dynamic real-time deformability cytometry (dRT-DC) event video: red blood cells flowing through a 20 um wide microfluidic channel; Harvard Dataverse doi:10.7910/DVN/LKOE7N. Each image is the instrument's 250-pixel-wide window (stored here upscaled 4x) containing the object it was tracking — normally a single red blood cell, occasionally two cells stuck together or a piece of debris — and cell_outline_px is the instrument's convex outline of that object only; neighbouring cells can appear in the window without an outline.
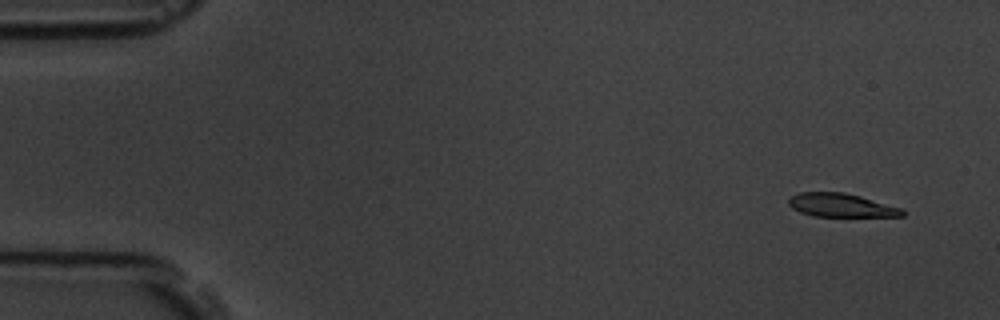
{"species": "common noctule bat (a hibernating species)", "species_latin": "Nyctalus noctula", "temperature_condition": "room temperature", "stored_images_in_passage": 11, "camera_frame_rate_fps": 3000, "um_per_image_px": 0.085, "animal": {"sex": "male", "body_mass_g": 19.5, "forearm_length_mm": 54.6}, "frame": {"image": 1, "passage_image": 1, "time_ms": 0.0, "image_size_px": [1000, 320], "cell_outline_px": [[904, 216], [812, 216], [800, 212], [792, 208], [788, 204], [788, 200], [792, 196], [800, 192], [844, 192], [860, 196], [904, 208]], "centroid_in_image_um": [71.51, 17.44], "position_along_channel_um": 13.5, "area_um2": 15.61}}
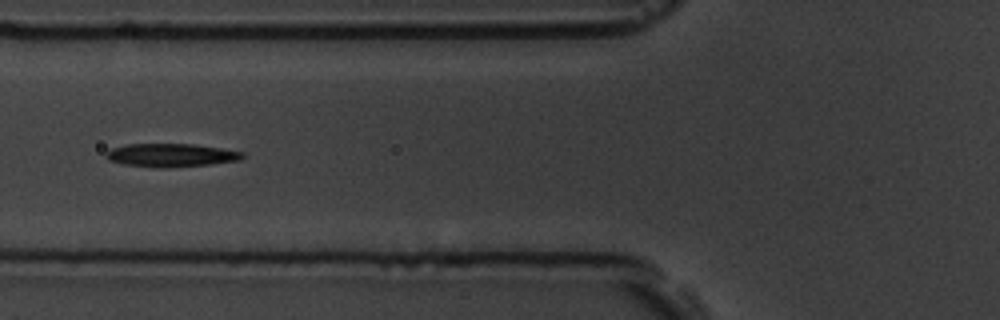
{"frame": {"image": 2, "passage_image": 6, "time_ms": 6.0, "image_size_px": [1000, 320], "cell_outline_px": [[244, 156], [240, 160], [208, 164], [160, 168], [124, 164], [108, 160], [104, 156], [104, 152], [112, 148], [128, 144], [192, 144], [220, 148], [244, 152]], "centroid_in_image_um": [14.49, 13.18], "position_along_channel_um": 111.3, "area_um2": 18.38}}
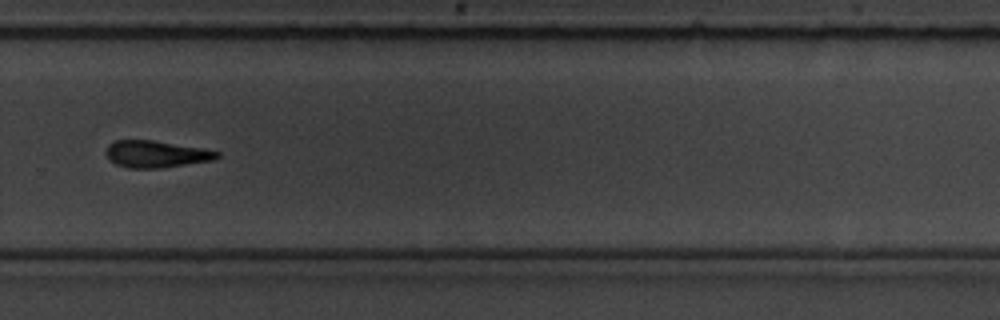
{"frame": {"image": 3, "passage_image": 11, "time_ms": 11.667, "image_size_px": [1000, 320], "cell_outline_px": [[220, 156], [212, 160], [160, 168], [128, 168], [116, 164], [104, 152], [108, 144], [116, 140], [152, 140], [204, 148], [220, 152]], "centroid_in_image_um": [13.26, 13.09], "position_along_channel_um": 316.5, "area_um2": 17.34}}